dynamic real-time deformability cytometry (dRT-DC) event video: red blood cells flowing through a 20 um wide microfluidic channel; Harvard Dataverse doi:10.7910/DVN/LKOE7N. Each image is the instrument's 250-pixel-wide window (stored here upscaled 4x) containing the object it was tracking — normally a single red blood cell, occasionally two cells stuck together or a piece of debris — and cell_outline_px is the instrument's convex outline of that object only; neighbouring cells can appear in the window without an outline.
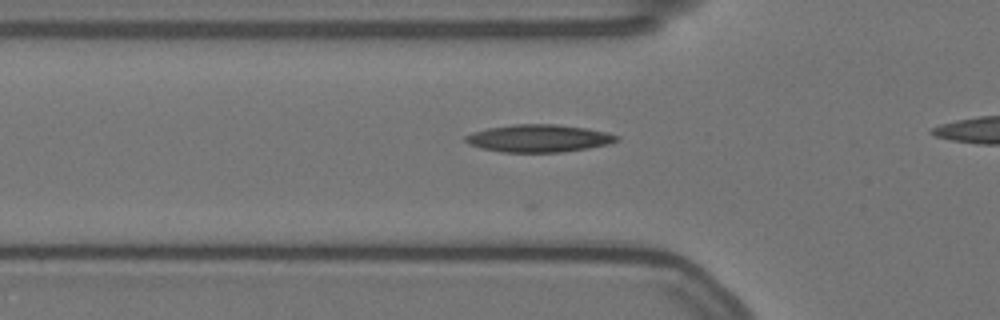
{"species": "Egyptian fruit bat (a non-hibernating species)", "species_latin": "Rousettus aegyptiacus", "temperature_condition": "warm", "stored_images_in_passage": 20, "camera_frame_rate_fps": 3000, "um_per_image_px": 0.085, "animal": {"sex": "female"}, "frame": {"image": 1, "passage_image": 7, "time_ms": 2.0, "image_size_px": [1000, 320], "cell_outline_px": [[620, 140], [608, 144], [588, 148], [560, 152], [500, 152], [468, 144], [464, 140], [464, 136], [472, 132], [488, 128], [516, 124], [556, 124], [588, 128], [620, 136]], "centroid_in_image_um": [45.8, 11.75], "position_along_channel_um": 80.0, "area_um2": 24.22}}
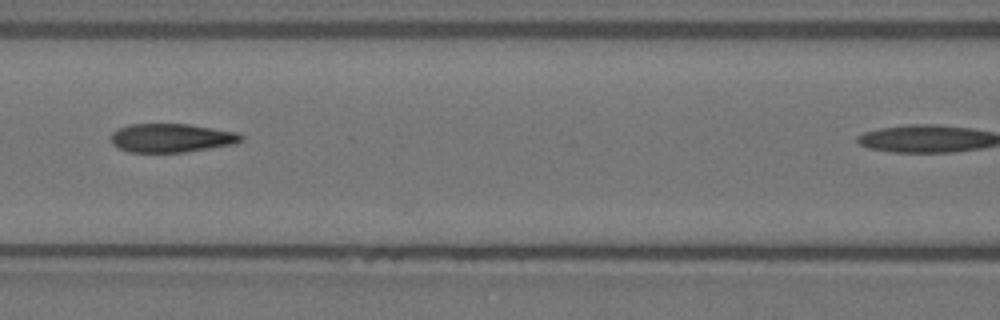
{"frame": {"image": 2, "passage_image": 13, "time_ms": 4.0, "image_size_px": [1000, 320], "cell_outline_px": [[244, 140], [236, 144], [184, 152], [128, 152], [116, 148], [112, 144], [112, 132], [128, 124], [188, 124], [236, 132], [244, 136]], "centroid_in_image_um": [14.58, 11.73], "position_along_channel_um": 152.0, "area_um2": 21.85}}
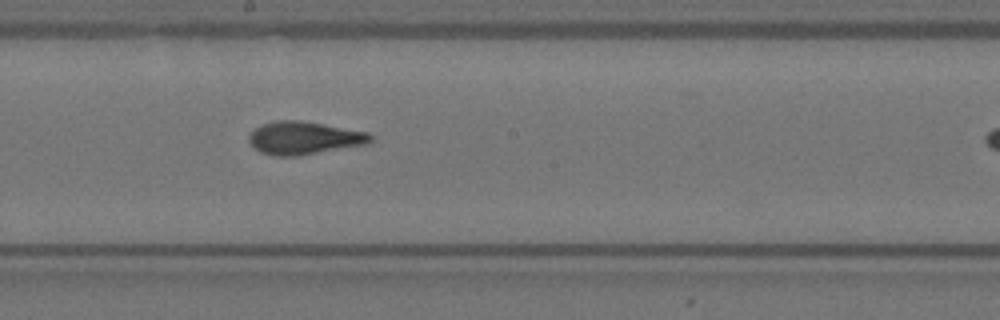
{"frame": {"image": 3, "passage_image": 19, "time_ms": 6.0, "image_size_px": [1000, 320], "cell_outline_px": [[372, 140], [368, 144], [296, 156], [272, 156], [260, 152], [248, 140], [248, 136], [256, 128], [264, 124], [276, 120], [300, 120], [368, 132], [372, 136]], "centroid_in_image_um": [25.85, 11.73], "position_along_channel_um": 222.4, "area_um2": 23.12}}